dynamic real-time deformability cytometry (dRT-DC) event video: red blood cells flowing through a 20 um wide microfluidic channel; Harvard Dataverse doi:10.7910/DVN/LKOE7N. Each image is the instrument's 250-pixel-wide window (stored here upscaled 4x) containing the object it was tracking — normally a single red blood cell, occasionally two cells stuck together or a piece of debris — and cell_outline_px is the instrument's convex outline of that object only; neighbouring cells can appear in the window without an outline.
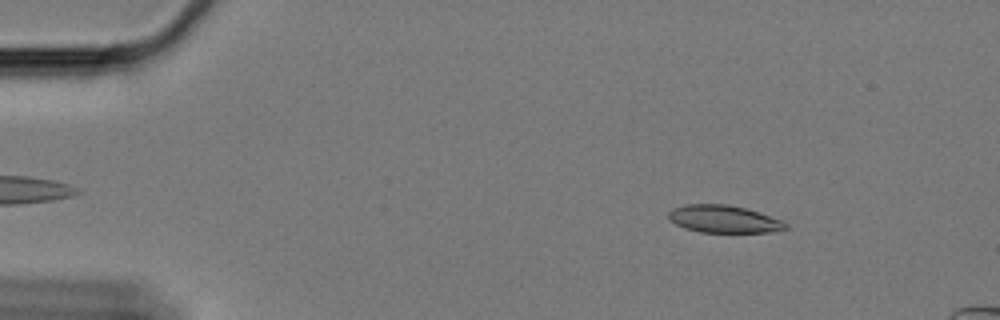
{"species": "Egyptian fruit bat (a non-hibernating species)", "species_latin": "Rousettus aegyptiacus", "temperature_condition": "cold", "stored_images_in_passage": 19, "camera_frame_rate_fps": 3000, "um_per_image_px": 0.085, "animal": {"sex": "female"}, "frame": {"image": 1, "passage_image": 8, "time_ms": 2.333, "image_size_px": [1000, 320], "cell_outline_px": [[788, 228], [768, 232], [700, 232], [684, 228], [668, 220], [668, 212], [672, 208], [688, 204], [728, 204], [744, 208], [780, 220], [788, 224]], "centroid_in_image_um": [61.45, 18.62], "position_along_channel_um": 23.6, "area_um2": 18.55}}